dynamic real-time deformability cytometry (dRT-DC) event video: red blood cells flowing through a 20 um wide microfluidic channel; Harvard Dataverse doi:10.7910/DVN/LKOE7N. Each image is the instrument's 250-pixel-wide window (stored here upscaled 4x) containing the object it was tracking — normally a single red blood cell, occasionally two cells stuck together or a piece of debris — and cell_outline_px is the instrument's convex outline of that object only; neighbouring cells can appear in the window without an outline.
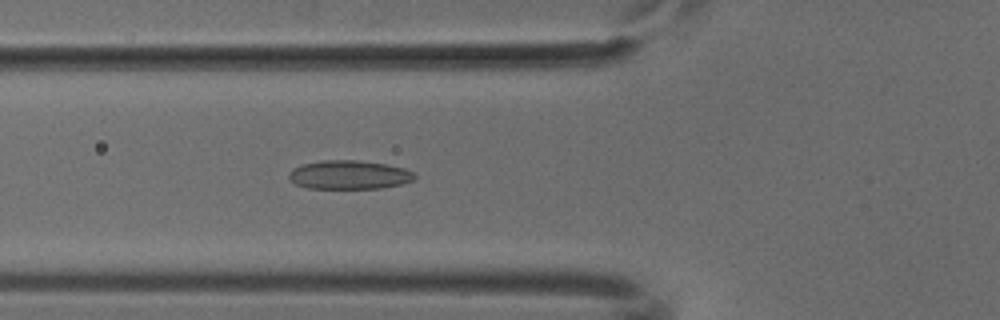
{"species": "common noctule bat (a hibernating species)", "species_latin": "Nyctalus noctula", "temperature_condition": "cold", "stored_images_in_passage": 52, "camera_frame_rate_fps": 3000, "um_per_image_px": 0.085, "animal": {"sex": "male", "body_mass_g": 18.8}, "frame": {"image": 1, "passage_image": 19, "time_ms": 6.0, "image_size_px": [1000, 320], "cell_outline_px": [[416, 180], [400, 184], [380, 188], [308, 188], [296, 184], [288, 180], [288, 172], [292, 168], [304, 164], [320, 160], [360, 160], [388, 164], [404, 168], [412, 172], [416, 176]], "centroid_in_image_um": [29.66, 14.85], "position_along_channel_um": 96.1, "area_um2": 21.27}}
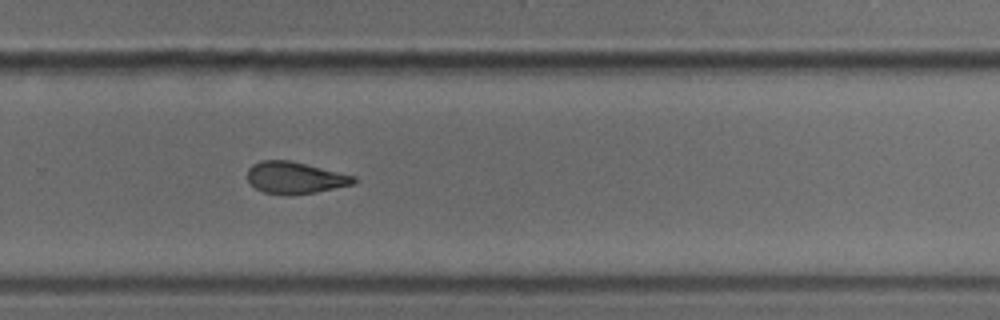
{"frame": {"image": 2, "passage_image": 35, "time_ms": 11.333, "image_size_px": [1000, 320], "cell_outline_px": [[356, 180], [352, 184], [316, 192], [292, 196], [264, 192], [256, 188], [248, 180], [248, 168], [252, 164], [260, 160], [288, 160], [356, 176]], "centroid_in_image_um": [25.05, 15.11], "position_along_channel_um": 304.8, "area_um2": 19.59}}
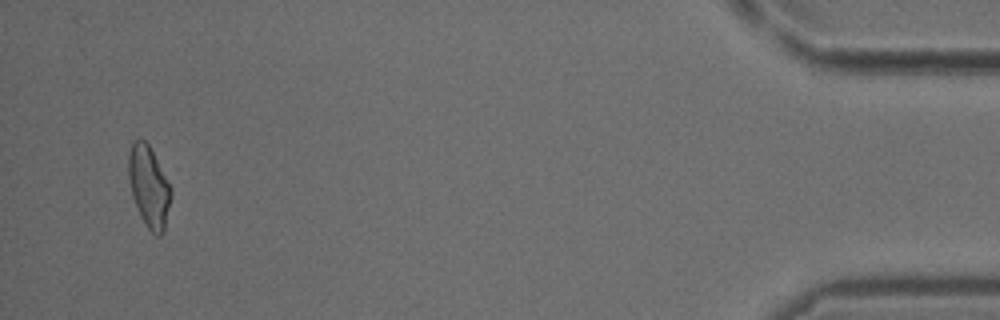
{"frame": {"image": 3, "passage_image": 50, "time_ms": 16.333, "image_size_px": [1000, 320], "cell_outline_px": [[172, 192], [164, 232], [160, 236], [156, 236], [148, 228], [140, 216], [132, 196], [128, 176], [128, 156], [132, 140], [140, 136], [148, 144], [172, 188]], "centroid_in_image_um": [12.64, 15.84], "position_along_channel_um": 422.6, "area_um2": 20.23}}